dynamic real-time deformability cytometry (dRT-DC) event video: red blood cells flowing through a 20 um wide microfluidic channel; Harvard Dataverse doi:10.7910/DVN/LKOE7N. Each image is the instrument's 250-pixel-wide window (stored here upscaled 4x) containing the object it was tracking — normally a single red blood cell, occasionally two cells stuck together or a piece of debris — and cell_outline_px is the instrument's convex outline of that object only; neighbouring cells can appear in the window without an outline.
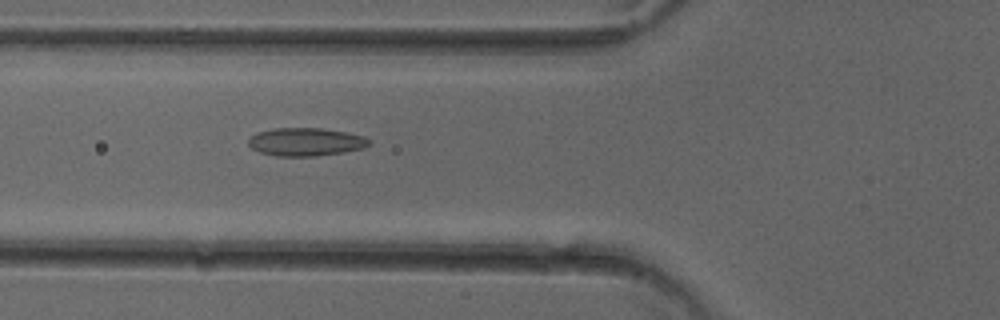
{"species": "common noctule bat (a hibernating species)", "species_latin": "Nyctalus noctula", "temperature_condition": "cold", "stored_images_in_passage": 50, "camera_frame_rate_fps": 3000, "um_per_image_px": 0.085, "animal": {"sex": "female"}, "frame": {"image": 1, "passage_image": 18, "time_ms": 5.667, "image_size_px": [1000, 320], "cell_outline_px": [[372, 144], [364, 148], [344, 152], [316, 156], [276, 156], [260, 152], [252, 148], [248, 144], [248, 140], [256, 132], [272, 128], [320, 128], [344, 132], [364, 136], [372, 140]], "centroid_in_image_um": [26.01, 12.06], "position_along_channel_um": 99.8, "area_um2": 19.88}}
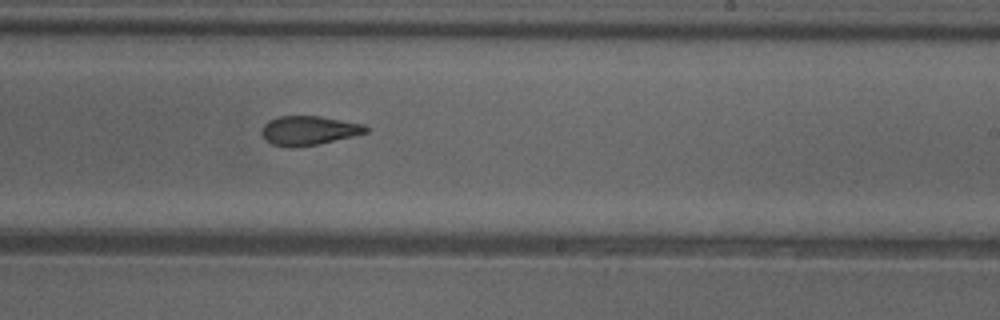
{"frame": {"image": 2, "passage_image": 30, "time_ms": 9.667, "image_size_px": [1000, 320], "cell_outline_px": [[368, 132], [320, 144], [292, 148], [288, 148], [272, 144], [264, 140], [260, 132], [264, 124], [268, 120], [276, 116], [320, 116], [364, 124], [368, 128]], "centroid_in_image_um": [26.19, 11.1], "position_along_channel_um": 262.8, "area_um2": 17.98}}
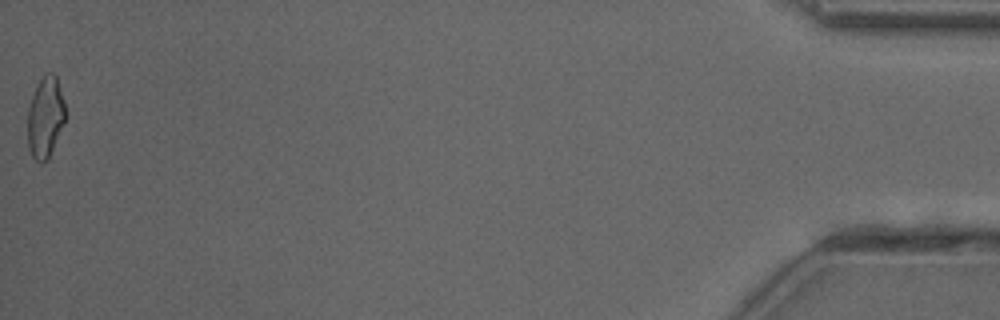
{"frame": {"image": 3, "passage_image": 50, "time_ms": 16.333, "image_size_px": [1000, 320], "cell_outline_px": [[64, 124], [48, 160], [40, 164], [32, 156], [28, 148], [28, 108], [32, 96], [44, 72], [52, 72], [56, 76], [64, 100]], "centroid_in_image_um": [3.85, 9.99], "position_along_channel_um": 431.4, "area_um2": 17.8}, "authors_computed_cell_mechanics": {"area_um2": 18.7272, "velocity_mm_per_s": 4.0595, "shape_relaxation_time_tau1_ms": null, "shape_relaxation_time_tau2_ms": 1.9427, "deformation_change_tau1": null, "deformation_change_tau2": 0.0843}}